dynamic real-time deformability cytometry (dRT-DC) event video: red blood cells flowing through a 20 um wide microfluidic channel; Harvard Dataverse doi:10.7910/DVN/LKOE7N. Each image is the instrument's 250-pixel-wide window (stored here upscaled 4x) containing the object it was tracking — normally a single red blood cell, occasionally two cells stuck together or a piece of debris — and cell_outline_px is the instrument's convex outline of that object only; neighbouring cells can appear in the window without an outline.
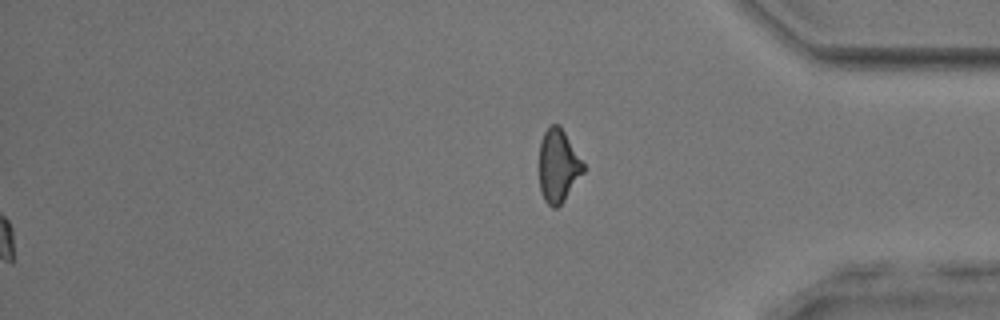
{"species": "common noctule bat (a hibernating species)", "species_latin": "Nyctalus noctula", "temperature_condition": "room temperature", "stored_images_in_passage": 50, "segment_of_instrument_passage": [2, 2], "camera_frame_rate_fps": 3000, "um_per_image_px": 0.085, "animal": {"sex": "male", "body_mass_g": 17.9, "forearm_length_mm": 54.2}, "frame": {"image": 1, "passage_image": 50, "time_ms": 16.333, "image_size_px": [1000, 320], "cell_outline_px": [[584, 172], [564, 200], [556, 208], [552, 208], [544, 200], [540, 188], [540, 144], [544, 132], [552, 124], [560, 124], [584, 164]], "centroid_in_image_um": [47.45, 14.09], "position_along_channel_um": 387.7, "area_um2": 18.55}}